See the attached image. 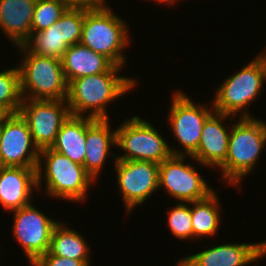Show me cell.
<instances>
[{
	"label": "cell",
	"instance_id": "obj_1",
	"mask_svg": "<svg viewBox=\"0 0 266 266\" xmlns=\"http://www.w3.org/2000/svg\"><path fill=\"white\" fill-rule=\"evenodd\" d=\"M122 68L113 65L107 72L70 81L66 102L71 115L109 119L106 106L135 89L137 85L136 79L118 75Z\"/></svg>",
	"mask_w": 266,
	"mask_h": 266
},
{
	"label": "cell",
	"instance_id": "obj_2",
	"mask_svg": "<svg viewBox=\"0 0 266 266\" xmlns=\"http://www.w3.org/2000/svg\"><path fill=\"white\" fill-rule=\"evenodd\" d=\"M42 181L46 185L45 195L50 198L65 199L67 202L69 200L72 203H82L84 199L86 200L89 188L95 182L83 165L50 147L40 150L37 167L38 191L43 187Z\"/></svg>",
	"mask_w": 266,
	"mask_h": 266
},
{
	"label": "cell",
	"instance_id": "obj_3",
	"mask_svg": "<svg viewBox=\"0 0 266 266\" xmlns=\"http://www.w3.org/2000/svg\"><path fill=\"white\" fill-rule=\"evenodd\" d=\"M265 145L266 122L253 117L239 118L233 123L227 158L218 168L224 183L239 187L241 180L256 167Z\"/></svg>",
	"mask_w": 266,
	"mask_h": 266
},
{
	"label": "cell",
	"instance_id": "obj_4",
	"mask_svg": "<svg viewBox=\"0 0 266 266\" xmlns=\"http://www.w3.org/2000/svg\"><path fill=\"white\" fill-rule=\"evenodd\" d=\"M23 59L18 65L22 98L33 100H66L68 83L62 62L55 57L40 56L25 45L16 47Z\"/></svg>",
	"mask_w": 266,
	"mask_h": 266
},
{
	"label": "cell",
	"instance_id": "obj_5",
	"mask_svg": "<svg viewBox=\"0 0 266 266\" xmlns=\"http://www.w3.org/2000/svg\"><path fill=\"white\" fill-rule=\"evenodd\" d=\"M126 24L109 5L98 10H85L80 43L104 55L114 65L125 67L123 52L131 42Z\"/></svg>",
	"mask_w": 266,
	"mask_h": 266
},
{
	"label": "cell",
	"instance_id": "obj_6",
	"mask_svg": "<svg viewBox=\"0 0 266 266\" xmlns=\"http://www.w3.org/2000/svg\"><path fill=\"white\" fill-rule=\"evenodd\" d=\"M240 71L229 75L214 92L212 100L216 112L239 118H253L247 106L257 100L266 82L265 74L260 64L252 59ZM242 115V116H241Z\"/></svg>",
	"mask_w": 266,
	"mask_h": 266
},
{
	"label": "cell",
	"instance_id": "obj_7",
	"mask_svg": "<svg viewBox=\"0 0 266 266\" xmlns=\"http://www.w3.org/2000/svg\"><path fill=\"white\" fill-rule=\"evenodd\" d=\"M119 126L116 128V148L124 152L122 155H116V160H139L161 164L173 155L171 145L145 119L135 115Z\"/></svg>",
	"mask_w": 266,
	"mask_h": 266
},
{
	"label": "cell",
	"instance_id": "obj_8",
	"mask_svg": "<svg viewBox=\"0 0 266 266\" xmlns=\"http://www.w3.org/2000/svg\"><path fill=\"white\" fill-rule=\"evenodd\" d=\"M171 97L168 125L184 151L177 150L175 146H171L170 149L173 155L191 157L197 152L206 119L215 110L213 105L209 110L204 104L194 103L180 90L172 93Z\"/></svg>",
	"mask_w": 266,
	"mask_h": 266
},
{
	"label": "cell",
	"instance_id": "obj_9",
	"mask_svg": "<svg viewBox=\"0 0 266 266\" xmlns=\"http://www.w3.org/2000/svg\"><path fill=\"white\" fill-rule=\"evenodd\" d=\"M118 189L127 215L159 189V164L150 161L116 160Z\"/></svg>",
	"mask_w": 266,
	"mask_h": 266
},
{
	"label": "cell",
	"instance_id": "obj_10",
	"mask_svg": "<svg viewBox=\"0 0 266 266\" xmlns=\"http://www.w3.org/2000/svg\"><path fill=\"white\" fill-rule=\"evenodd\" d=\"M39 155L27 121L20 113L6 114L1 120L0 166L37 168Z\"/></svg>",
	"mask_w": 266,
	"mask_h": 266
},
{
	"label": "cell",
	"instance_id": "obj_11",
	"mask_svg": "<svg viewBox=\"0 0 266 266\" xmlns=\"http://www.w3.org/2000/svg\"><path fill=\"white\" fill-rule=\"evenodd\" d=\"M33 204L12 211L13 236L23 247V252L31 265L48 252L52 231L59 223L39 211Z\"/></svg>",
	"mask_w": 266,
	"mask_h": 266
},
{
	"label": "cell",
	"instance_id": "obj_12",
	"mask_svg": "<svg viewBox=\"0 0 266 266\" xmlns=\"http://www.w3.org/2000/svg\"><path fill=\"white\" fill-rule=\"evenodd\" d=\"M185 160L186 156L172 155L159 164V188L182 203L208 197L215 189Z\"/></svg>",
	"mask_w": 266,
	"mask_h": 266
},
{
	"label": "cell",
	"instance_id": "obj_13",
	"mask_svg": "<svg viewBox=\"0 0 266 266\" xmlns=\"http://www.w3.org/2000/svg\"><path fill=\"white\" fill-rule=\"evenodd\" d=\"M19 113L27 121L34 144L39 150L55 142L63 123L71 115L66 100L22 98Z\"/></svg>",
	"mask_w": 266,
	"mask_h": 266
},
{
	"label": "cell",
	"instance_id": "obj_14",
	"mask_svg": "<svg viewBox=\"0 0 266 266\" xmlns=\"http://www.w3.org/2000/svg\"><path fill=\"white\" fill-rule=\"evenodd\" d=\"M84 18L85 10L67 9L49 28L31 33L24 45L37 55L61 60L69 46L80 43Z\"/></svg>",
	"mask_w": 266,
	"mask_h": 266
},
{
	"label": "cell",
	"instance_id": "obj_15",
	"mask_svg": "<svg viewBox=\"0 0 266 266\" xmlns=\"http://www.w3.org/2000/svg\"><path fill=\"white\" fill-rule=\"evenodd\" d=\"M228 118L233 121V116L214 111L206 119L197 152L191 156L192 161L212 169H218L225 162L231 125L228 128L224 126V120L227 121Z\"/></svg>",
	"mask_w": 266,
	"mask_h": 266
},
{
	"label": "cell",
	"instance_id": "obj_16",
	"mask_svg": "<svg viewBox=\"0 0 266 266\" xmlns=\"http://www.w3.org/2000/svg\"><path fill=\"white\" fill-rule=\"evenodd\" d=\"M36 189L37 168L0 166V205L6 211L29 205Z\"/></svg>",
	"mask_w": 266,
	"mask_h": 266
},
{
	"label": "cell",
	"instance_id": "obj_17",
	"mask_svg": "<svg viewBox=\"0 0 266 266\" xmlns=\"http://www.w3.org/2000/svg\"><path fill=\"white\" fill-rule=\"evenodd\" d=\"M187 256L197 266H247L266 256V240L257 243H224Z\"/></svg>",
	"mask_w": 266,
	"mask_h": 266
},
{
	"label": "cell",
	"instance_id": "obj_18",
	"mask_svg": "<svg viewBox=\"0 0 266 266\" xmlns=\"http://www.w3.org/2000/svg\"><path fill=\"white\" fill-rule=\"evenodd\" d=\"M109 119H96L86 130L85 145V170L96 181L107 157L116 154L111 152L110 147H116V129L112 130Z\"/></svg>",
	"mask_w": 266,
	"mask_h": 266
},
{
	"label": "cell",
	"instance_id": "obj_19",
	"mask_svg": "<svg viewBox=\"0 0 266 266\" xmlns=\"http://www.w3.org/2000/svg\"><path fill=\"white\" fill-rule=\"evenodd\" d=\"M37 0H0V29L14 47L31 37Z\"/></svg>",
	"mask_w": 266,
	"mask_h": 266
},
{
	"label": "cell",
	"instance_id": "obj_20",
	"mask_svg": "<svg viewBox=\"0 0 266 266\" xmlns=\"http://www.w3.org/2000/svg\"><path fill=\"white\" fill-rule=\"evenodd\" d=\"M61 62L67 83L83 76L107 72L114 65L107 57L81 43L69 46Z\"/></svg>",
	"mask_w": 266,
	"mask_h": 266
},
{
	"label": "cell",
	"instance_id": "obj_21",
	"mask_svg": "<svg viewBox=\"0 0 266 266\" xmlns=\"http://www.w3.org/2000/svg\"><path fill=\"white\" fill-rule=\"evenodd\" d=\"M95 120L88 116L70 115L61 126L50 148L84 165L86 130Z\"/></svg>",
	"mask_w": 266,
	"mask_h": 266
},
{
	"label": "cell",
	"instance_id": "obj_22",
	"mask_svg": "<svg viewBox=\"0 0 266 266\" xmlns=\"http://www.w3.org/2000/svg\"><path fill=\"white\" fill-rule=\"evenodd\" d=\"M67 226L65 222H59L54 227L49 250L45 254L83 260L88 266H91L88 242L81 233Z\"/></svg>",
	"mask_w": 266,
	"mask_h": 266
},
{
	"label": "cell",
	"instance_id": "obj_23",
	"mask_svg": "<svg viewBox=\"0 0 266 266\" xmlns=\"http://www.w3.org/2000/svg\"><path fill=\"white\" fill-rule=\"evenodd\" d=\"M217 192L208 197L190 202L193 239L213 237L218 233L221 224V208Z\"/></svg>",
	"mask_w": 266,
	"mask_h": 266
},
{
	"label": "cell",
	"instance_id": "obj_24",
	"mask_svg": "<svg viewBox=\"0 0 266 266\" xmlns=\"http://www.w3.org/2000/svg\"><path fill=\"white\" fill-rule=\"evenodd\" d=\"M21 103L18 66L0 71V109L5 114L19 113Z\"/></svg>",
	"mask_w": 266,
	"mask_h": 266
},
{
	"label": "cell",
	"instance_id": "obj_25",
	"mask_svg": "<svg viewBox=\"0 0 266 266\" xmlns=\"http://www.w3.org/2000/svg\"><path fill=\"white\" fill-rule=\"evenodd\" d=\"M67 9L63 0H37L33 14L32 33L49 28Z\"/></svg>",
	"mask_w": 266,
	"mask_h": 266
},
{
	"label": "cell",
	"instance_id": "obj_26",
	"mask_svg": "<svg viewBox=\"0 0 266 266\" xmlns=\"http://www.w3.org/2000/svg\"><path fill=\"white\" fill-rule=\"evenodd\" d=\"M188 204V205H187ZM168 227L176 238L178 239H193L192 231V216L191 207L189 203H178L167 213Z\"/></svg>",
	"mask_w": 266,
	"mask_h": 266
},
{
	"label": "cell",
	"instance_id": "obj_27",
	"mask_svg": "<svg viewBox=\"0 0 266 266\" xmlns=\"http://www.w3.org/2000/svg\"><path fill=\"white\" fill-rule=\"evenodd\" d=\"M32 266H88L83 260L69 259L53 254L42 255Z\"/></svg>",
	"mask_w": 266,
	"mask_h": 266
},
{
	"label": "cell",
	"instance_id": "obj_28",
	"mask_svg": "<svg viewBox=\"0 0 266 266\" xmlns=\"http://www.w3.org/2000/svg\"><path fill=\"white\" fill-rule=\"evenodd\" d=\"M68 9L98 10L107 6L106 0H63Z\"/></svg>",
	"mask_w": 266,
	"mask_h": 266
},
{
	"label": "cell",
	"instance_id": "obj_29",
	"mask_svg": "<svg viewBox=\"0 0 266 266\" xmlns=\"http://www.w3.org/2000/svg\"><path fill=\"white\" fill-rule=\"evenodd\" d=\"M254 59L260 64L266 77V51H262L261 54L258 53Z\"/></svg>",
	"mask_w": 266,
	"mask_h": 266
},
{
	"label": "cell",
	"instance_id": "obj_30",
	"mask_svg": "<svg viewBox=\"0 0 266 266\" xmlns=\"http://www.w3.org/2000/svg\"><path fill=\"white\" fill-rule=\"evenodd\" d=\"M176 266H197L195 263H193L187 256L180 259L178 261V264Z\"/></svg>",
	"mask_w": 266,
	"mask_h": 266
},
{
	"label": "cell",
	"instance_id": "obj_31",
	"mask_svg": "<svg viewBox=\"0 0 266 266\" xmlns=\"http://www.w3.org/2000/svg\"><path fill=\"white\" fill-rule=\"evenodd\" d=\"M154 1L155 3L158 2V3H161V4H169L172 5V4H175L176 2H180V0H152Z\"/></svg>",
	"mask_w": 266,
	"mask_h": 266
},
{
	"label": "cell",
	"instance_id": "obj_32",
	"mask_svg": "<svg viewBox=\"0 0 266 266\" xmlns=\"http://www.w3.org/2000/svg\"><path fill=\"white\" fill-rule=\"evenodd\" d=\"M6 114L0 109V121L2 120V118L5 116Z\"/></svg>",
	"mask_w": 266,
	"mask_h": 266
}]
</instances>
